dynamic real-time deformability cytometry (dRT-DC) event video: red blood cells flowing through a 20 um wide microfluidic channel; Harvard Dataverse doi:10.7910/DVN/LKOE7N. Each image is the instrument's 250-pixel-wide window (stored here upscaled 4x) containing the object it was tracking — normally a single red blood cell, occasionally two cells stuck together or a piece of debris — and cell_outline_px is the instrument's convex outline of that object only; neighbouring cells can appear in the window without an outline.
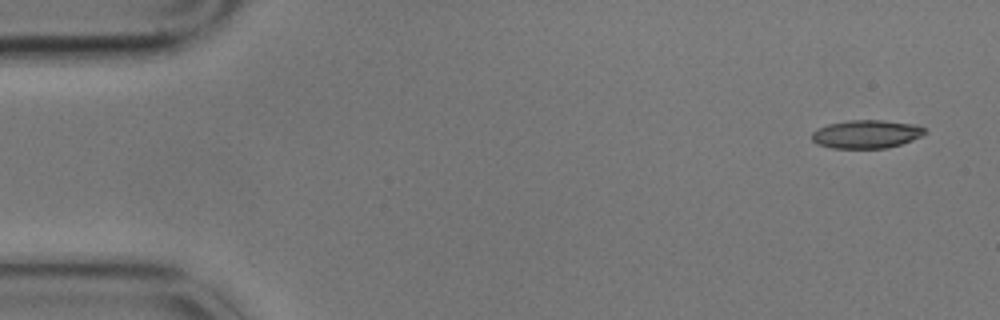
{"species": "common noctule bat (a hibernating species)", "species_latin": "Nyctalus noctula", "temperature_condition": "cold", "stored_images_in_passage": 12, "camera_frame_rate_fps": 3000, "um_per_image_px": 0.085, "animal": {"sex": "male", "body_mass_g": 17.9}, "frame": {"image": 1, "passage_image": 1, "time_ms": 0.0, "image_size_px": [1000, 320], "cell_outline_px": [[928, 132], [924, 136], [888, 148], [832, 148], [816, 144], [812, 140], [812, 132], [828, 124], [852, 120], [884, 120], [916, 124], [924, 128]], "centroid_in_image_um": [73.69, 11.4], "position_along_channel_um": 11.3, "area_um2": 18.73}}
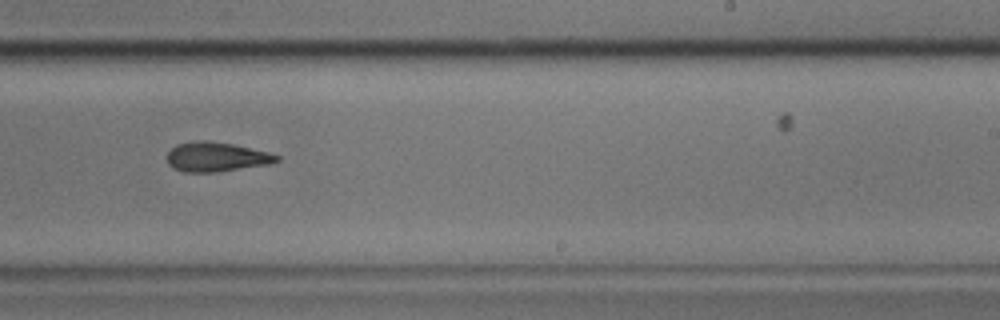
{"frame": {"image": 2, "passage_image": 9, "time_ms": 2.667, "image_size_px": [1000, 320], "cell_outline_px": [[280, 160], [268, 164], [216, 172], [184, 172], [172, 168], [168, 164], [168, 152], [176, 144], [196, 140], [208, 140], [232, 144], [268, 152], [280, 156]], "centroid_in_image_um": [18.36, 13.33], "position_along_channel_um": 270.6, "area_um2": 18.79}}
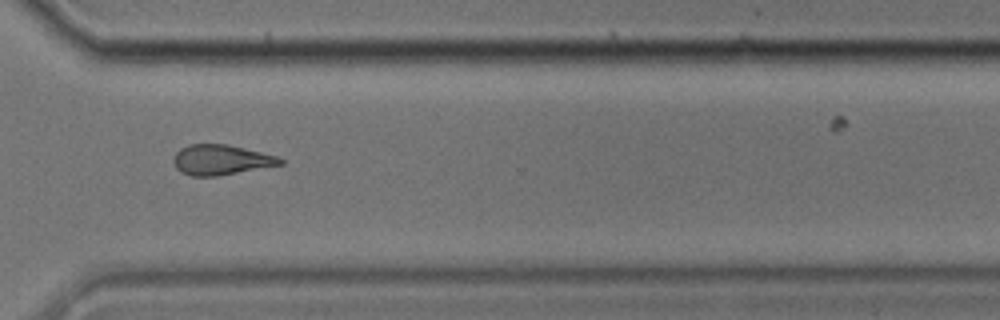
{"frame": {"image": 3, "passage_image": 11, "time_ms": 3.333, "image_size_px": [1000, 320], "cell_outline_px": [[284, 164], [216, 176], [192, 176], [180, 172], [176, 168], [172, 160], [176, 152], [180, 148], [188, 144], [228, 144], [276, 156], [284, 160]], "centroid_in_image_um": [18.75, 13.58], "position_along_channel_um": 351.9, "area_um2": 18.73}}